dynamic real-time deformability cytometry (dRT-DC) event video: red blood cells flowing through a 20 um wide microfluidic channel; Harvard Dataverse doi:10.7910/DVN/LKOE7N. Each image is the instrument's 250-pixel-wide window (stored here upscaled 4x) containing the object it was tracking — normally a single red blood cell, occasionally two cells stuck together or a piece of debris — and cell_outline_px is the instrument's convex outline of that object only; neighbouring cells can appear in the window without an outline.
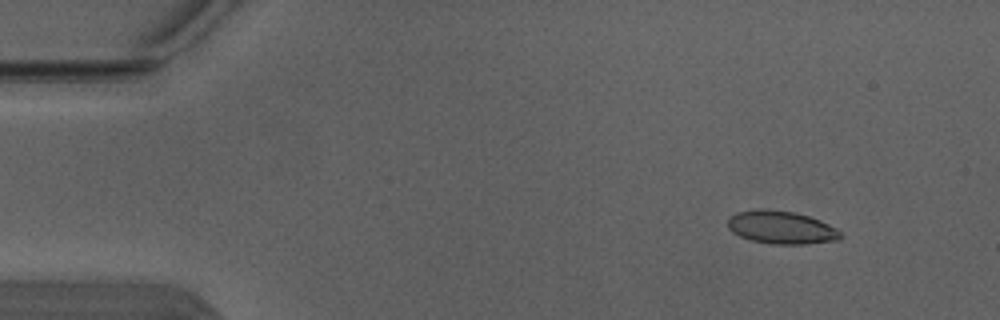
{"species": "Egyptian fruit bat (a non-hibernating species)", "species_latin": "Rousettus aegyptiacus", "temperature_condition": "warm", "stored_images_in_passage": 4, "camera_frame_rate_fps": 3000, "um_per_image_px": 0.085, "animal": {"sex": "male"}, "frame": {"image": 1, "passage_image": 1, "time_ms": 0.0, "image_size_px": [1000, 320], "cell_outline_px": [[840, 240], [804, 244], [772, 244], [752, 240], [740, 236], [732, 232], [728, 228], [728, 216], [736, 212], [760, 208], [792, 212], [808, 216], [820, 220], [836, 228], [840, 232]], "centroid_in_image_um": [66.37, 19.33], "position_along_channel_um": 18.6, "area_um2": 21.62}}
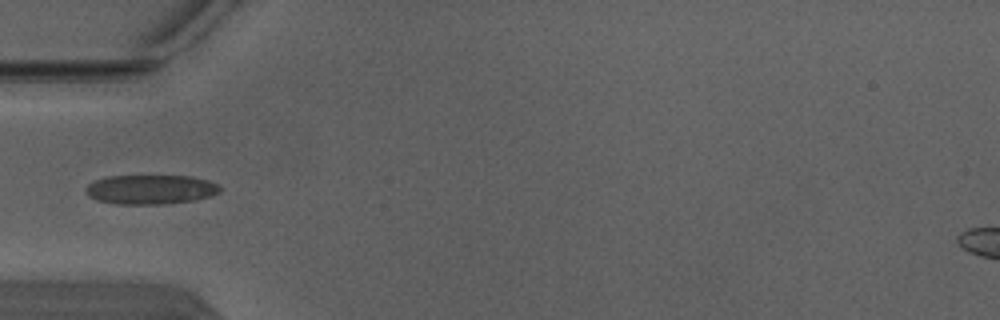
{"frame": {"image": 2, "passage_image": 4, "time_ms": 1.0, "image_size_px": [1000, 320], "cell_outline_px": [[220, 192], [212, 196], [196, 200], [164, 204], [116, 204], [96, 200], [88, 196], [84, 192], [84, 188], [88, 184], [96, 180], [108, 176], [192, 176], [208, 180], [220, 184]], "centroid_in_image_um": [12.81, 16.11], "position_along_channel_um": 72.2, "area_um2": 23.29}}